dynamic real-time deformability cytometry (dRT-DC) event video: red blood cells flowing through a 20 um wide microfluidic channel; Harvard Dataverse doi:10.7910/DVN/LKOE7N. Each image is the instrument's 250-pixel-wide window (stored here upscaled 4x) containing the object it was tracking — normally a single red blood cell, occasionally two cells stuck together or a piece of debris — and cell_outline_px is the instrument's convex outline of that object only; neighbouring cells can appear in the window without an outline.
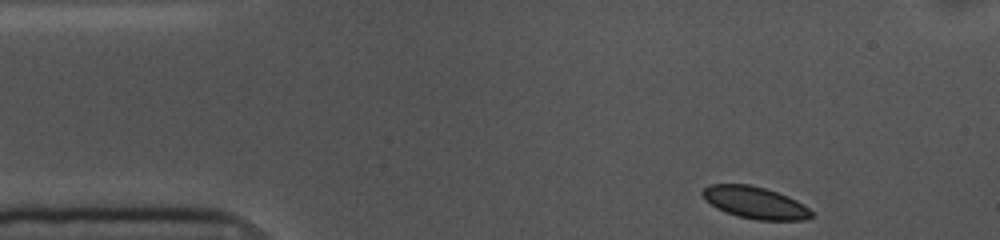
{"species": "common noctule bat (a hibernating species)", "species_latin": "Nyctalus noctula", "temperature_condition": "cold", "stored_images_in_passage": 50, "camera_frame_rate_fps": 3000, "um_per_image_px": 0.085, "animal": {"sex": "female", "body_mass_g": 10.0, "forearm_length_mm": 53.1}, "frame": {"image": 1, "passage_image": 1, "time_ms": 0.0, "image_size_px": [1000, 240], "cell_outline_px": [[812, 216], [804, 220], [756, 220], [736, 216], [716, 208], [700, 192], [708, 184], [748, 184], [764, 188], [788, 196], [796, 200], [808, 208], [812, 212]], "centroid_in_image_um": [64.17, 17.22], "position_along_channel_um": 20.8, "area_um2": 20.11}}
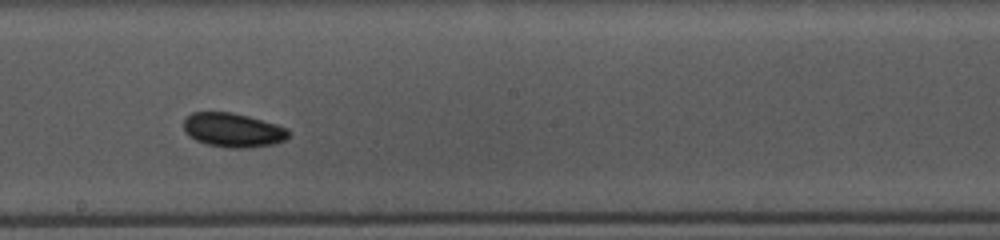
{"frame": {"image": 2, "passage_image": 24, "time_ms": 7.667, "image_size_px": [1000, 240], "cell_outline_px": [[292, 132], [284, 140], [272, 144], [252, 148], [228, 148], [204, 144], [188, 136], [184, 128], [184, 120], [192, 112], [232, 112], [248, 116], [276, 124], [288, 128]], "centroid_in_image_um": [19.81, 11.07], "position_along_channel_um": 228.4, "area_um2": 21.04}}
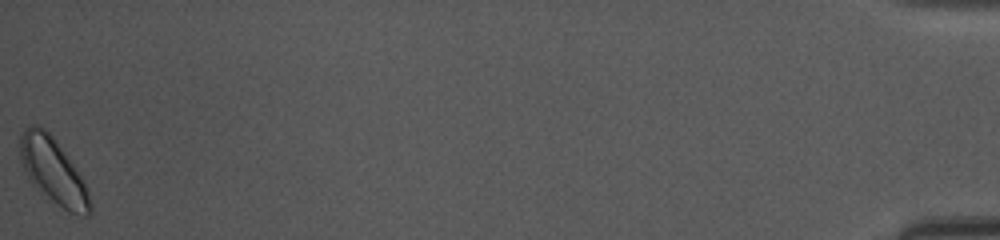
{"frame": {"image": 3, "passage_image": 50, "time_ms": 16.333, "image_size_px": [1000, 240], "cell_outline_px": [[92, 212], [88, 216], [84, 216], [68, 212], [36, 188], [32, 184], [20, 160], [20, 136], [24, 128], [32, 124], [36, 124], [44, 128], [52, 136], [68, 156], [76, 168], [88, 192], [92, 208]], "centroid_in_image_um": [4.51, 14.53], "position_along_channel_um": 430.7, "area_um2": 26.47}, "authors_computed_cell_mechanics": {"area_um2": 20.7502, "velocity_mm_per_s": 3.5384, "shape_relaxation_time_tau1_ms": 5.2142, "shape_relaxation_time_tau2_ms": null, "deformation_change_tau1": 0.063, "deformation_change_tau2": null}}